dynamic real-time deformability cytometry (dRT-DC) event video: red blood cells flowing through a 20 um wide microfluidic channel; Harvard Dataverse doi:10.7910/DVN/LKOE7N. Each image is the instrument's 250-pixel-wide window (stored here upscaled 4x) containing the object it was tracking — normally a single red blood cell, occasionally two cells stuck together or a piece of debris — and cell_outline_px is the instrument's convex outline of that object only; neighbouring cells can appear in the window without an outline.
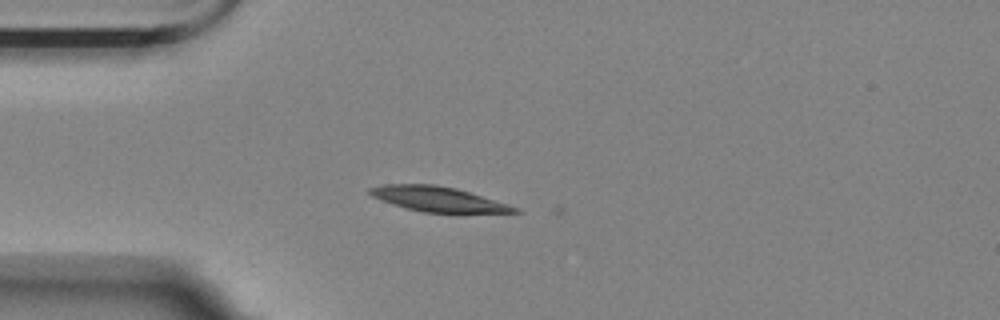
{"species": "Egyptian fruit bat (a non-hibernating species)", "species_latin": "Rousettus aegyptiacus", "temperature_condition": "room temperature", "stored_images_in_passage": 42, "camera_frame_rate_fps": 3000, "um_per_image_px": 0.085, "animal": {"sex": "female"}, "frame": {"image": 1, "passage_image": 1, "time_ms": 0.0, "image_size_px": [1000, 320], "cell_outline_px": [[524, 212], [424, 212], [392, 204], [372, 196], [368, 192], [368, 188], [384, 184], [436, 184], [456, 188], [508, 204], [520, 208]], "centroid_in_image_um": [37.22, 16.91], "position_along_channel_um": 47.8, "area_um2": 20.69}}
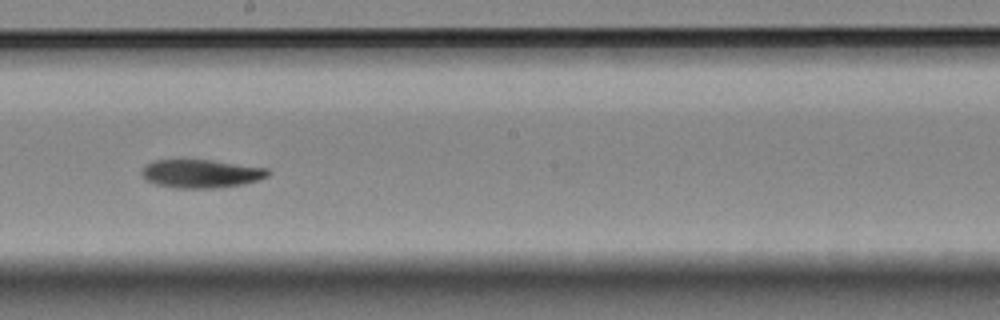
{"frame": {"image": 2, "passage_image": 18, "time_ms": 5.667, "image_size_px": [1000, 320], "cell_outline_px": [[272, 172], [268, 176], [244, 184], [220, 188], [172, 188], [156, 184], [144, 180], [140, 172], [144, 164], [152, 160], [212, 160], [268, 168]], "centroid_in_image_um": [17.06, 14.76], "position_along_channel_um": 231.1, "area_um2": 21.21}}
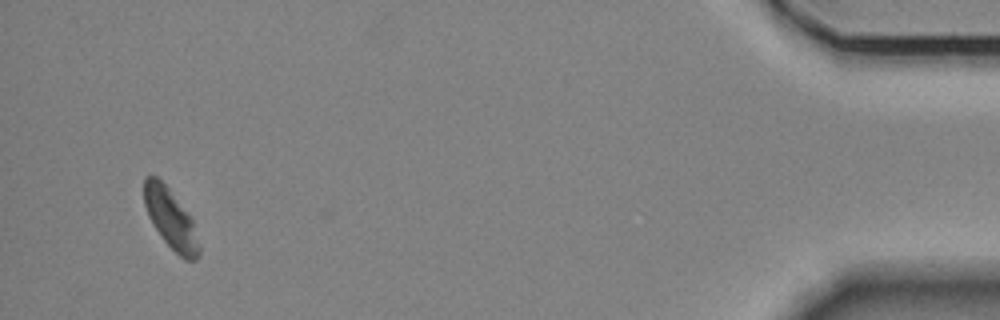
{"frame": {"image": 3, "passage_image": 41, "time_ms": 13.333, "image_size_px": [1000, 320], "cell_outline_px": [[200, 256], [196, 260], [184, 260], [164, 240], [148, 216], [144, 204], [144, 176], [156, 176], [168, 188], [188, 212], [192, 220], [200, 244]], "centroid_in_image_um": [14.53, 18.61], "position_along_channel_um": 420.7, "area_um2": 18.96}, "authors_computed_cell_mechanics": {"area_um2": 21.0681, "velocity_mm_per_s": 3.467, "shape_relaxation_time_tau1_ms": 4.4645, "shape_relaxation_time_tau2_ms": null, "deformation_change_tau1": 0.1364, "deformation_change_tau2": null}}